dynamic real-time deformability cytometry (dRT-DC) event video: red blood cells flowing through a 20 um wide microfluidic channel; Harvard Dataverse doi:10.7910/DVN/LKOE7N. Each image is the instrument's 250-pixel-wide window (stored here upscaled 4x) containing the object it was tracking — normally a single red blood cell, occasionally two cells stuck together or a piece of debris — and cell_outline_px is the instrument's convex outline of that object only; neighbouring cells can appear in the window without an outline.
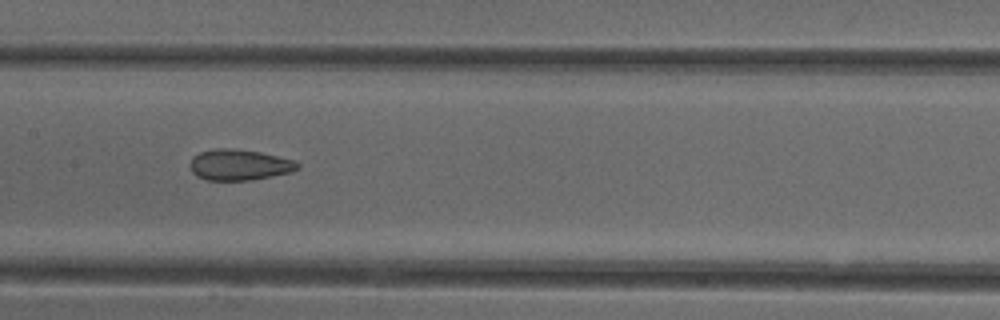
{"species": "common noctule bat (a hibernating species)", "species_latin": "Nyctalus noctula", "temperature_condition": "cold", "stored_images_in_passage": 34, "camera_frame_rate_fps": 3000, "um_per_image_px": 0.085, "animal": {"sex": "female"}, "frame": {"image": 1, "passage_image": 10, "time_ms": 3.0, "image_size_px": [1000, 320], "cell_outline_px": [[300, 168], [292, 172], [252, 180], [208, 180], [196, 176], [192, 172], [188, 164], [192, 156], [200, 152], [216, 148], [232, 148], [260, 152], [296, 160], [300, 164]], "centroid_in_image_um": [20.34, 14.01], "position_along_channel_um": 187.1, "area_um2": 19.65}}
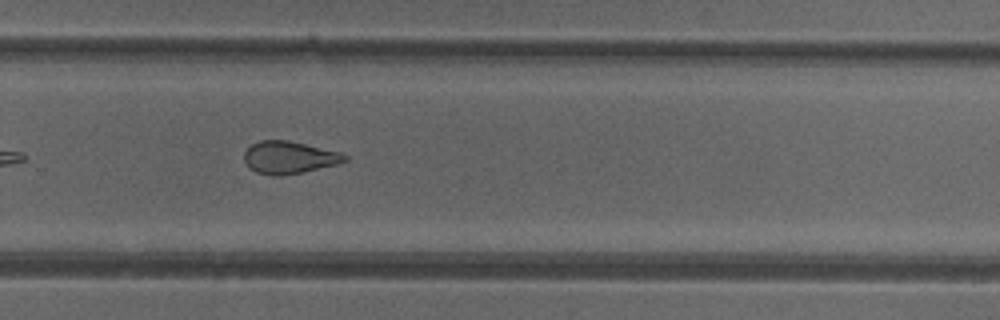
{"frame": {"image": 2, "passage_image": 19, "time_ms": 6.0, "image_size_px": [1000, 320], "cell_outline_px": [[348, 160], [340, 164], [280, 176], [272, 176], [256, 172], [248, 168], [244, 160], [244, 152], [252, 144], [260, 140], [288, 140], [340, 152], [348, 156]], "centroid_in_image_um": [24.57, 13.39], "position_along_channel_um": 305.2, "area_um2": 19.07}, "authors_computed_cell_mechanics": {"area_um2": 19.7676, "velocity_mm_per_s": 3.9704, "shape_relaxation_time_tau1_ms": null, "shape_relaxation_time_tau2_ms": 2.2375, "deformation_change_tau1": null, "deformation_change_tau2": 0.0895}}